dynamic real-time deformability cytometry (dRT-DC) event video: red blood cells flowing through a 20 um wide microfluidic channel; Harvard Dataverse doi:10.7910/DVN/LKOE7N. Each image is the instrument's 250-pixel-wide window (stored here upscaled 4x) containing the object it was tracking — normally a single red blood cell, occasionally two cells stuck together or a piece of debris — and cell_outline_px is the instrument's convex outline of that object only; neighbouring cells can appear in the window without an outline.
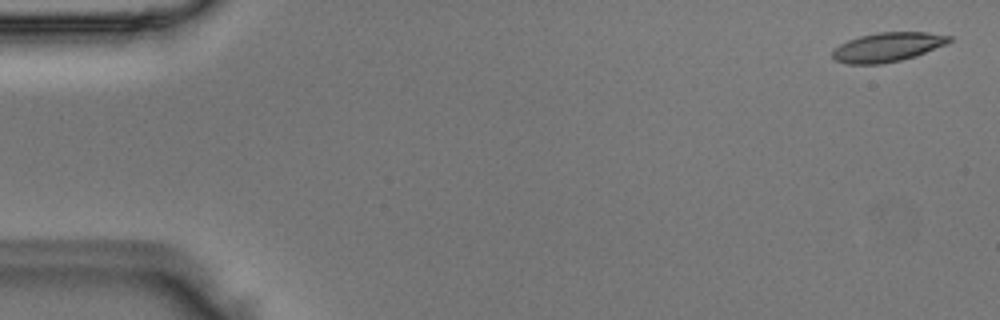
{"species": "Egyptian fruit bat (a non-hibernating species)", "species_latin": "Rousettus aegyptiacus", "temperature_condition": "room temperature", "stored_images_in_passage": 5, "segment_of_instrument_passage": [1, 2], "camera_frame_rate_fps": 3000, "um_per_image_px": 0.085, "animal": {"sex": "male"}, "frame": {"image": 1, "passage_image": 1, "time_ms": 0.0, "image_size_px": [1000, 320], "cell_outline_px": [[952, 40], [948, 44], [916, 56], [900, 60], [880, 64], [848, 64], [836, 60], [832, 56], [832, 52], [840, 44], [848, 40], [860, 36], [876, 32], [928, 32], [952, 36]], "centroid_in_image_um": [75.49, 3.99], "position_along_channel_um": 9.5, "area_um2": 19.94}}
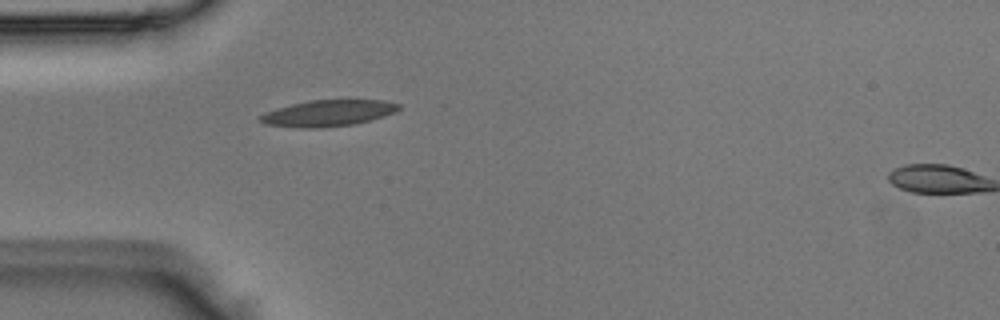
{"frame": {"image": 2, "passage_image": 4, "time_ms": 1.0, "image_size_px": [1000, 320], "cell_outline_px": [[400, 108], [396, 112], [384, 116], [356, 124], [320, 128], [300, 128], [264, 124], [260, 120], [260, 116], [268, 112], [292, 104], [312, 100], [384, 100], [400, 104]], "centroid_in_image_um": [27.95, 9.62], "position_along_channel_um": 57.0, "area_um2": 21.04}}